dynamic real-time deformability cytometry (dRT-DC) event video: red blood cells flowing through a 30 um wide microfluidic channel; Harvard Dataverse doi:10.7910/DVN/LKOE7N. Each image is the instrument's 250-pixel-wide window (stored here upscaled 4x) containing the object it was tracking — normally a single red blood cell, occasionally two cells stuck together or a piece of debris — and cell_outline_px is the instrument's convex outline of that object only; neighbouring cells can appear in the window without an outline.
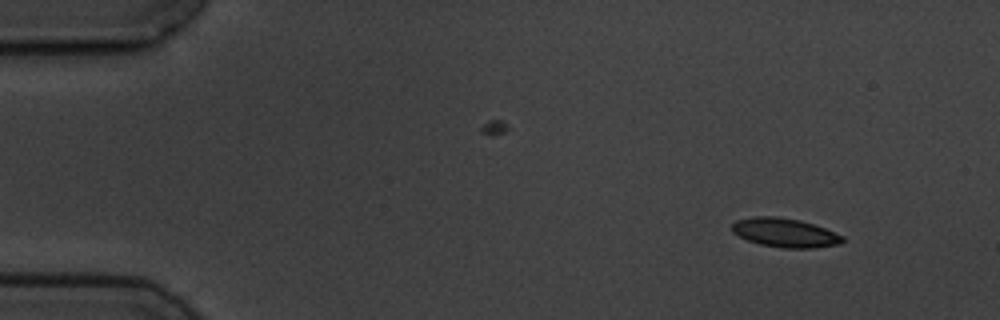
{"species": "common noctule bat (a hibernating species)", "species_latin": "Nyctalus noctula", "temperature_condition": "cold", "stored_images_in_passage": 5, "camera_frame_rate_fps": 3000, "um_per_image_px": 0.085, "animal": {"sex": "male", "body_mass_g": 19.5, "forearm_length_mm": 54.6}, "frame": {"image": 1, "passage_image": 1, "time_ms": 0.0, "image_size_px": [1000, 320], "cell_outline_px": [[844, 240], [840, 244], [812, 248], [784, 248], [760, 244], [748, 240], [732, 232], [732, 224], [736, 220], [752, 216], [776, 216], [800, 220], [824, 228], [844, 236]], "centroid_in_image_um": [66.71, 19.77], "position_along_channel_um": 18.3, "area_um2": 18.61}}
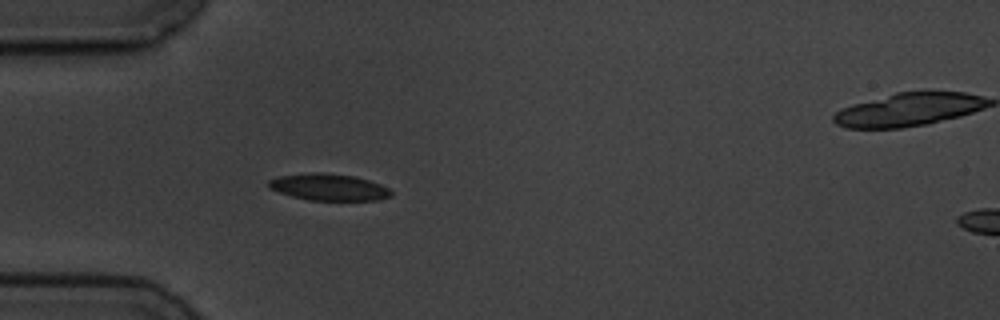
{"frame": {"image": 2, "passage_image": 4, "time_ms": 3.667, "image_size_px": [1000, 320], "cell_outline_px": [[392, 196], [380, 200], [308, 200], [292, 196], [268, 188], [268, 180], [280, 176], [312, 172], [324, 172], [356, 176], [380, 184], [388, 188], [392, 192]], "centroid_in_image_um": [27.96, 15.9], "position_along_channel_um": 57.0, "area_um2": 19.13}}